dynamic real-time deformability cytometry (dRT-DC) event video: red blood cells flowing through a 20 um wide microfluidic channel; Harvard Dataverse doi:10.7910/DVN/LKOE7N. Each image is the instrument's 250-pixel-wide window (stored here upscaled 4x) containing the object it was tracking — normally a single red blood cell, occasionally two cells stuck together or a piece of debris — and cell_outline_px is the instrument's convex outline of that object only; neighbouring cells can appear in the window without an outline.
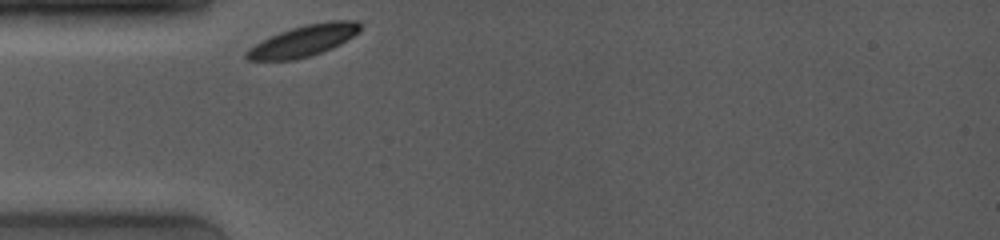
{"species": "common noctule bat (a hibernating species)", "species_latin": "Nyctalus noctula", "temperature_condition": "room temperature", "stored_images_in_passage": 27, "camera_frame_rate_fps": 4000, "um_per_image_px": 0.085, "animal": {"sex": "female", "body_mass_g": 19.0, "forearm_length_mm": 53.3}, "frame": {"image": 1, "passage_image": 1, "time_ms": 0.0, "image_size_px": [1000, 240], "cell_outline_px": [[360, 32], [340, 44], [332, 48], [296, 60], [248, 60], [244, 56], [244, 52], [248, 48], [280, 32], [292, 28], [308, 24], [332, 20], [356, 20], [360, 24]], "centroid_in_image_um": [25.81, 3.47], "position_along_channel_um": 59.2, "area_um2": 20.46}}
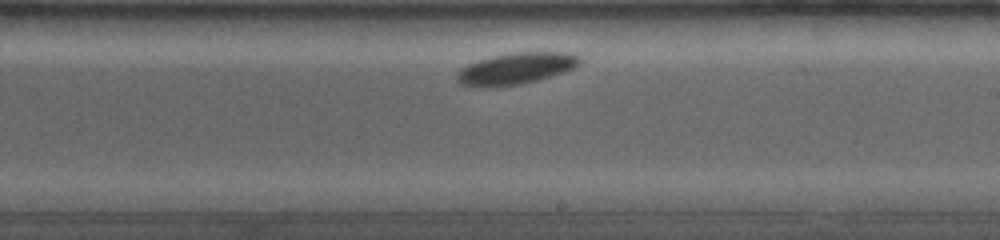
{"frame": {"image": 2, "passage_image": 21, "time_ms": 5.25, "image_size_px": [1000, 240], "cell_outline_px": [[584, 60], [580, 64], [572, 68], [536, 80], [520, 84], [484, 88], [480, 88], [460, 84], [456, 80], [456, 76], [460, 68], [468, 64], [492, 56], [512, 52], [572, 52], [580, 56]], "centroid_in_image_um": [43.84, 5.82], "position_along_channel_um": 245.2, "area_um2": 22.6}}
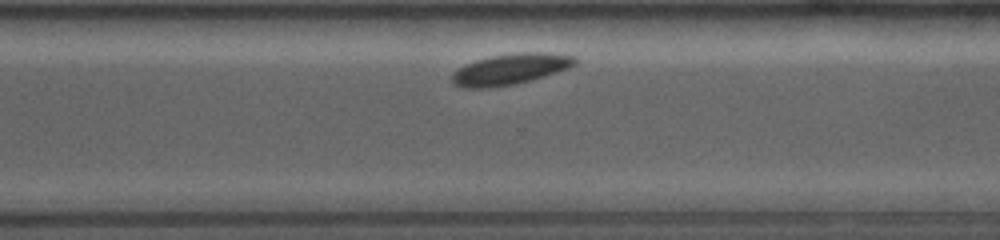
{"frame": {"image": 3, "passage_image": 27, "time_ms": 7.5, "image_size_px": [1000, 240], "cell_outline_px": [[576, 64], [568, 68], [556, 72], [528, 80], [512, 84], [488, 88], [464, 88], [452, 84], [452, 72], [464, 64], [476, 60], [492, 56], [520, 52], [548, 52], [572, 56], [576, 60]], "centroid_in_image_um": [43.32, 5.87], "position_along_channel_um": 327.3, "area_um2": 21.91}}